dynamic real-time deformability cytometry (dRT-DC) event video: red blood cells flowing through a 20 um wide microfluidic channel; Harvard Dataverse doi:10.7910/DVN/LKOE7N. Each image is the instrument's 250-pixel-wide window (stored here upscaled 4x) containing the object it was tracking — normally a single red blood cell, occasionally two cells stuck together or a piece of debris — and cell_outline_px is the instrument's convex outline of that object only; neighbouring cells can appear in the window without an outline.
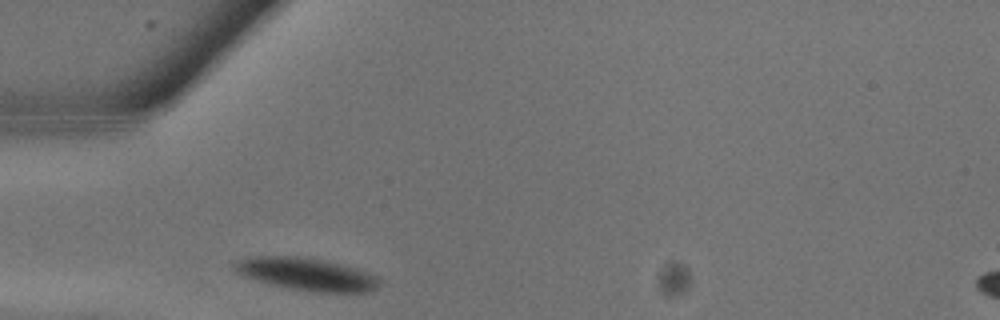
{"species": "common noctule bat (a hibernating species)", "species_latin": "Nyctalus noctula", "temperature_condition": "warm", "stored_images_in_passage": 1, "camera_frame_rate_fps": 3000, "um_per_image_px": 0.085, "animal": {"sex": "male", "body_mass_g": 13.3}, "frame": {"image": 1, "passage_image": 1, "time_ms": 0.0, "image_size_px": [1000, 320], "cell_outline_px": [[380, 284], [372, 292], [316, 292], [288, 288], [272, 284], [244, 276], [236, 272], [232, 268], [232, 264], [236, 260], [252, 256], [300, 256], [324, 260], [356, 268], [368, 272], [376, 276], [380, 280]], "centroid_in_image_um": [26.05, 23.29], "position_along_channel_um": 58.9, "area_um2": 27.57}}